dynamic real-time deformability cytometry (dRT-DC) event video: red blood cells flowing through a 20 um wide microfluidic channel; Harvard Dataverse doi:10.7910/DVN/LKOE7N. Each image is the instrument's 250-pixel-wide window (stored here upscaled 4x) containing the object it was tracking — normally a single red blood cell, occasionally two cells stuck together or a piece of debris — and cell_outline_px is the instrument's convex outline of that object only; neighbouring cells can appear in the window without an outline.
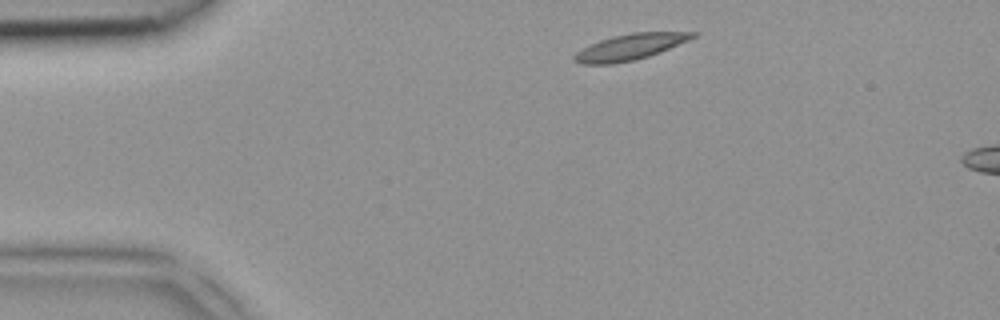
{"species": "common noctule bat (a hibernating species)", "species_latin": "Nyctalus noctula", "temperature_condition": "room temperature", "stored_images_in_passage": 3, "segment_of_instrument_passage": [1, 2], "camera_frame_rate_fps": 3000, "um_per_image_px": 0.085, "animal": {"sex": "female", "body_mass_g": 18.4}, "frame": {"image": 1, "passage_image": 1, "time_ms": 0.0, "image_size_px": [1000, 320], "cell_outline_px": [[700, 32], [696, 36], [688, 40], [660, 52], [636, 60], [612, 64], [580, 64], [572, 60], [572, 56], [576, 52], [600, 40], [612, 36], [632, 32]], "centroid_in_image_um": [53.53, 4.0], "position_along_channel_um": 31.5, "area_um2": 17.86}}